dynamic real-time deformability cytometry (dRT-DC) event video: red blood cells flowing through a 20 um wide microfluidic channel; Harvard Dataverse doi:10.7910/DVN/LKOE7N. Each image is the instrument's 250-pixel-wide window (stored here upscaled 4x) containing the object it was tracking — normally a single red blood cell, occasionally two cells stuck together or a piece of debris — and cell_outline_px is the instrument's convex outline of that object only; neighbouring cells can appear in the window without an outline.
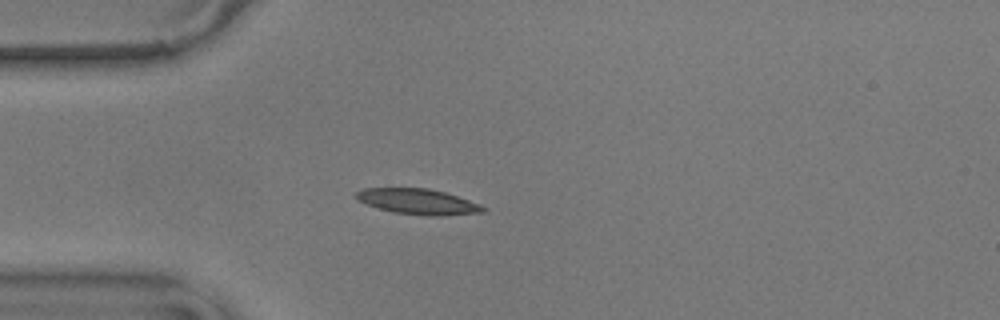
{"species": "common noctule bat (a hibernating species)", "species_latin": "Nyctalus noctula", "temperature_condition": "warm", "stored_images_in_passage": 42, "camera_frame_rate_fps": 3000, "um_per_image_px": 0.085, "animal": {"sex": "male", "body_mass_g": 17.9}, "frame": {"image": 1, "passage_image": 1, "time_ms": 0.0, "image_size_px": [1000, 320], "cell_outline_px": [[484, 212], [440, 216], [428, 216], [392, 212], [356, 200], [356, 192], [364, 188], [428, 188], [444, 192], [480, 204], [484, 208]], "centroid_in_image_um": [35.51, 17.14], "position_along_channel_um": 49.5, "area_um2": 18.67}}
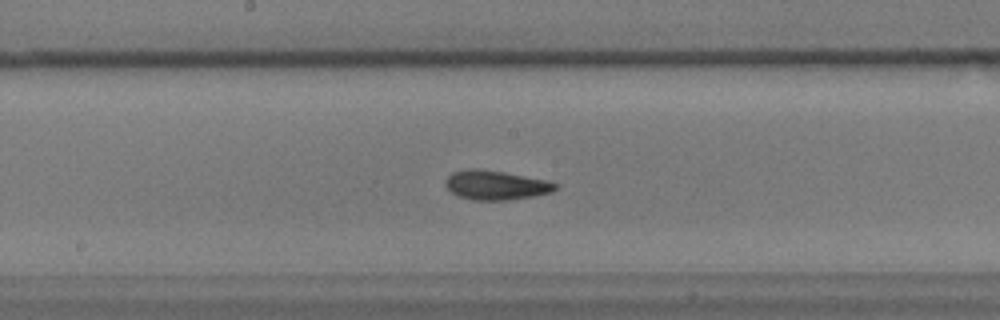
{"frame": {"image": 2, "passage_image": 15, "time_ms": 4.667, "image_size_px": [1000, 320], "cell_outline_px": [[560, 184], [552, 192], [532, 196], [508, 200], [472, 200], [460, 196], [452, 192], [444, 184], [444, 180], [452, 172], [468, 168], [476, 168], [504, 172], [544, 180]], "centroid_in_image_um": [42.11, 15.73], "position_along_channel_um": 206.1, "area_um2": 18.67}}
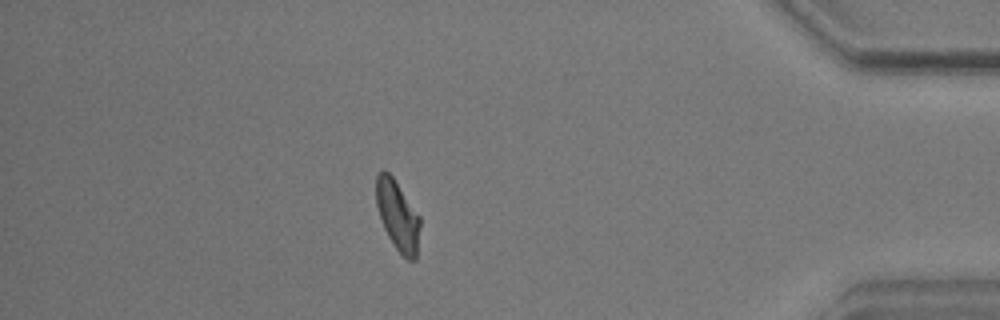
{"frame": {"image": 3, "passage_image": 35, "time_ms": 11.333, "image_size_px": [1000, 320], "cell_outline_px": [[420, 224], [416, 260], [408, 260], [396, 248], [388, 236], [384, 228], [376, 204], [376, 176], [380, 168], [384, 168], [392, 176], [420, 216]], "centroid_in_image_um": [33.79, 18.28], "position_along_channel_um": 401.4, "area_um2": 17.8}, "authors_computed_cell_mechanics": {"area_um2": 17.8891, "velocity_mm_per_s": 3.5652, "shape_relaxation_time_tau1_ms": 7.4815, "shape_relaxation_time_tau2_ms": 3.811, "deformation_change_tau1": 0.2086, "deformation_change_tau2": 0.1062}}